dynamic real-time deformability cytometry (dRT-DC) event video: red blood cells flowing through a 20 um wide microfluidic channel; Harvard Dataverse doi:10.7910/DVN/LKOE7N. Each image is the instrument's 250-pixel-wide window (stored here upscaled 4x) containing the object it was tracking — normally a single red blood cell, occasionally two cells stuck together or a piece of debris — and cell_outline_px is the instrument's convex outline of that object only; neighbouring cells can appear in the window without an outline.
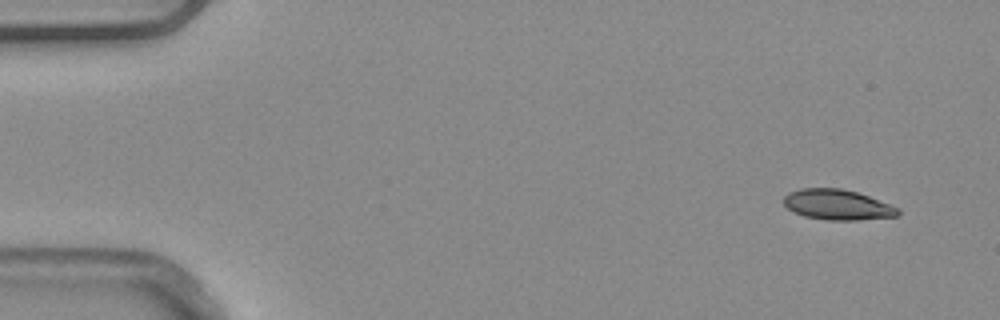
{"species": "common noctule bat (a hibernating species)", "species_latin": "Nyctalus noctula", "temperature_condition": "warm", "stored_images_in_passage": 5, "camera_frame_rate_fps": 3000, "um_per_image_px": 0.085, "animal": {"sex": "male", "body_mass_g": 20.4}, "frame": {"image": 1, "passage_image": 1, "time_ms": 0.0, "image_size_px": [1000, 320], "cell_outline_px": [[900, 212], [896, 216], [856, 220], [828, 220], [804, 216], [788, 208], [784, 204], [784, 196], [788, 192], [800, 188], [840, 188], [856, 192], [868, 196], [900, 208]], "centroid_in_image_um": [71.17, 17.39], "position_along_channel_um": 13.8, "area_um2": 20.06}}
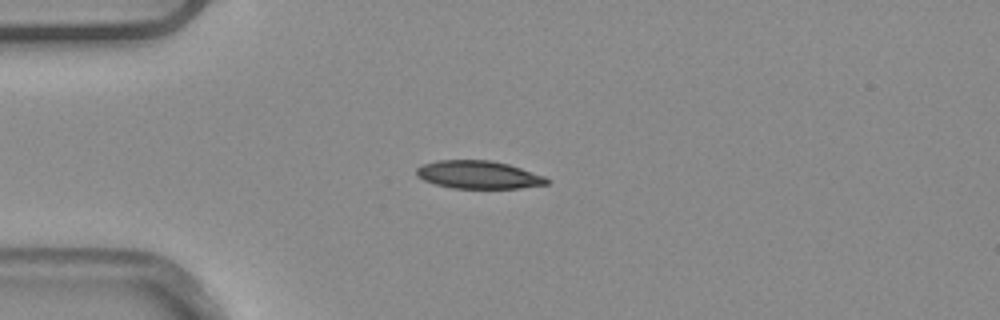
{"frame": {"image": 2, "passage_image": 4, "time_ms": 1.0, "image_size_px": [1000, 320], "cell_outline_px": [[548, 184], [520, 188], [452, 188], [436, 184], [424, 180], [416, 176], [416, 168], [424, 164], [436, 160], [492, 160], [508, 164], [544, 176], [548, 180]], "centroid_in_image_um": [40.64, 14.85], "position_along_channel_um": 44.4, "area_um2": 21.1}}